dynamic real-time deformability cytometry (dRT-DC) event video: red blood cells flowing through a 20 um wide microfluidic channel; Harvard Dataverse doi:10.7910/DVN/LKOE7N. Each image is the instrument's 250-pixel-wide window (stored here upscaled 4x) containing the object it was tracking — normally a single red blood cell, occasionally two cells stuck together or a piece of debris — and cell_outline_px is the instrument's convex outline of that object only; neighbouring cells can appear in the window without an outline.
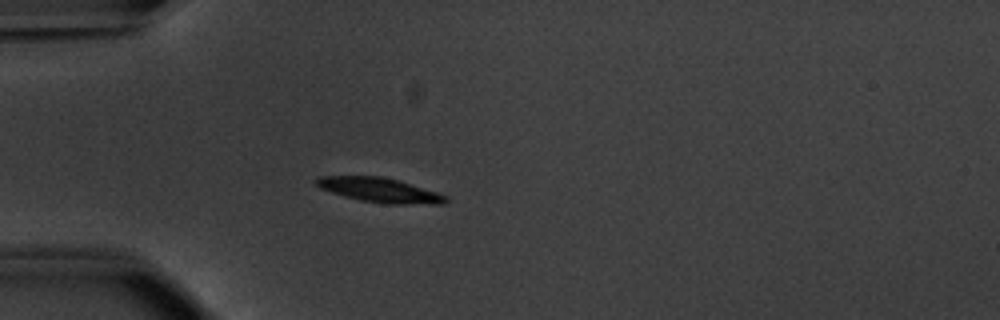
{"species": "common noctule bat (a hibernating species)", "species_latin": "Nyctalus noctula", "temperature_condition": "warm", "stored_images_in_passage": 39, "camera_frame_rate_fps": 3000, "um_per_image_px": 0.085, "animal": {"sex": "male", "body_mass_g": 20.1, "forearm_length_mm": 53.5}, "frame": {"image": 1, "passage_image": 1, "time_ms": 0.0, "image_size_px": [1000, 320], "cell_outline_px": [[448, 200], [444, 204], [384, 204], [360, 200], [344, 196], [320, 188], [312, 180], [320, 176], [380, 176], [396, 180], [436, 192], [448, 196]], "centroid_in_image_um": [32.25, 16.16], "position_along_channel_um": 52.7, "area_um2": 18.38}}
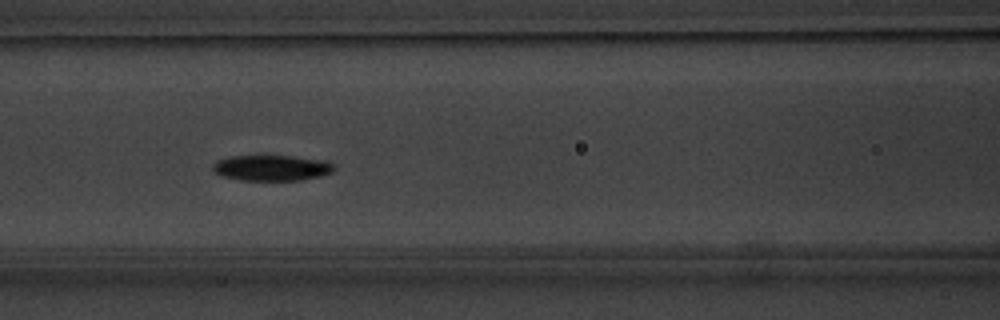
{"frame": {"image": 2, "passage_image": 9, "time_ms": 2.667, "image_size_px": [1000, 320], "cell_outline_px": [[336, 168], [332, 172], [320, 176], [300, 180], [240, 180], [220, 176], [212, 172], [212, 164], [216, 160], [228, 156], [292, 156], [328, 160], [336, 164]], "centroid_in_image_um": [23.09, 14.26], "position_along_channel_um": 143.5, "area_um2": 18.55}}
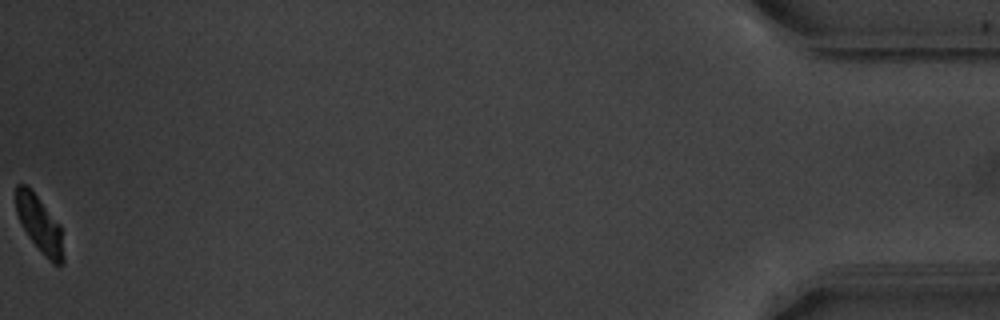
{"frame": {"image": 3, "passage_image": 39, "time_ms": 12.667, "image_size_px": [1000, 320], "cell_outline_px": [[64, 264], [56, 264], [48, 260], [44, 256], [28, 236], [20, 224], [16, 212], [16, 184], [28, 184], [60, 224], [64, 256]], "centroid_in_image_um": [3.35, 19.04], "position_along_channel_um": 431.8, "area_um2": 15.84}, "authors_computed_cell_mechanics": {"area_um2": 18.1492, "velocity_mm_per_s": 3.8203, "shape_relaxation_time_tau1_ms": 7.1366, "shape_relaxation_time_tau2_ms": null, "deformation_change_tau1": 0.2591, "deformation_change_tau2": null}}